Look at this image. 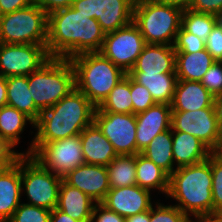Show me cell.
I'll use <instances>...</instances> for the list:
<instances>
[{
    "label": "cell",
    "instance_id": "obj_1",
    "mask_svg": "<svg viewBox=\"0 0 222 222\" xmlns=\"http://www.w3.org/2000/svg\"><path fill=\"white\" fill-rule=\"evenodd\" d=\"M105 32L97 19L72 7L48 14L47 51L51 57L71 59L88 52H99Z\"/></svg>",
    "mask_w": 222,
    "mask_h": 222
},
{
    "label": "cell",
    "instance_id": "obj_2",
    "mask_svg": "<svg viewBox=\"0 0 222 222\" xmlns=\"http://www.w3.org/2000/svg\"><path fill=\"white\" fill-rule=\"evenodd\" d=\"M96 106L77 88L58 103L41 112L35 134L24 155H31L33 144H46L80 134L94 122Z\"/></svg>",
    "mask_w": 222,
    "mask_h": 222
},
{
    "label": "cell",
    "instance_id": "obj_3",
    "mask_svg": "<svg viewBox=\"0 0 222 222\" xmlns=\"http://www.w3.org/2000/svg\"><path fill=\"white\" fill-rule=\"evenodd\" d=\"M211 155L207 160L177 168L169 178L166 198L190 218L213 214ZM178 202V203H177Z\"/></svg>",
    "mask_w": 222,
    "mask_h": 222
},
{
    "label": "cell",
    "instance_id": "obj_4",
    "mask_svg": "<svg viewBox=\"0 0 222 222\" xmlns=\"http://www.w3.org/2000/svg\"><path fill=\"white\" fill-rule=\"evenodd\" d=\"M76 88L96 107L108 96L126 73L100 52H88L70 59Z\"/></svg>",
    "mask_w": 222,
    "mask_h": 222
},
{
    "label": "cell",
    "instance_id": "obj_5",
    "mask_svg": "<svg viewBox=\"0 0 222 222\" xmlns=\"http://www.w3.org/2000/svg\"><path fill=\"white\" fill-rule=\"evenodd\" d=\"M183 9L158 0H135L133 23L146 44L172 45L181 28Z\"/></svg>",
    "mask_w": 222,
    "mask_h": 222
},
{
    "label": "cell",
    "instance_id": "obj_6",
    "mask_svg": "<svg viewBox=\"0 0 222 222\" xmlns=\"http://www.w3.org/2000/svg\"><path fill=\"white\" fill-rule=\"evenodd\" d=\"M35 106L42 112L76 88L75 71L69 59L51 57L28 76Z\"/></svg>",
    "mask_w": 222,
    "mask_h": 222
},
{
    "label": "cell",
    "instance_id": "obj_7",
    "mask_svg": "<svg viewBox=\"0 0 222 222\" xmlns=\"http://www.w3.org/2000/svg\"><path fill=\"white\" fill-rule=\"evenodd\" d=\"M48 14L36 3L0 16V43L47 44Z\"/></svg>",
    "mask_w": 222,
    "mask_h": 222
},
{
    "label": "cell",
    "instance_id": "obj_8",
    "mask_svg": "<svg viewBox=\"0 0 222 222\" xmlns=\"http://www.w3.org/2000/svg\"><path fill=\"white\" fill-rule=\"evenodd\" d=\"M62 180L31 155H21V191L27 196V204L50 211L57 208Z\"/></svg>",
    "mask_w": 222,
    "mask_h": 222
},
{
    "label": "cell",
    "instance_id": "obj_9",
    "mask_svg": "<svg viewBox=\"0 0 222 222\" xmlns=\"http://www.w3.org/2000/svg\"><path fill=\"white\" fill-rule=\"evenodd\" d=\"M31 156L61 178L85 164L80 134L46 144H33Z\"/></svg>",
    "mask_w": 222,
    "mask_h": 222
},
{
    "label": "cell",
    "instance_id": "obj_10",
    "mask_svg": "<svg viewBox=\"0 0 222 222\" xmlns=\"http://www.w3.org/2000/svg\"><path fill=\"white\" fill-rule=\"evenodd\" d=\"M145 45L138 27L131 22L123 28L106 33L99 52L128 74Z\"/></svg>",
    "mask_w": 222,
    "mask_h": 222
},
{
    "label": "cell",
    "instance_id": "obj_11",
    "mask_svg": "<svg viewBox=\"0 0 222 222\" xmlns=\"http://www.w3.org/2000/svg\"><path fill=\"white\" fill-rule=\"evenodd\" d=\"M50 58L46 44L0 43V75L29 76Z\"/></svg>",
    "mask_w": 222,
    "mask_h": 222
},
{
    "label": "cell",
    "instance_id": "obj_12",
    "mask_svg": "<svg viewBox=\"0 0 222 222\" xmlns=\"http://www.w3.org/2000/svg\"><path fill=\"white\" fill-rule=\"evenodd\" d=\"M134 4L135 0H74L71 7L97 19L106 34L133 22Z\"/></svg>",
    "mask_w": 222,
    "mask_h": 222
},
{
    "label": "cell",
    "instance_id": "obj_13",
    "mask_svg": "<svg viewBox=\"0 0 222 222\" xmlns=\"http://www.w3.org/2000/svg\"><path fill=\"white\" fill-rule=\"evenodd\" d=\"M94 123L113 145L117 155L137 154L135 114L95 112Z\"/></svg>",
    "mask_w": 222,
    "mask_h": 222
},
{
    "label": "cell",
    "instance_id": "obj_14",
    "mask_svg": "<svg viewBox=\"0 0 222 222\" xmlns=\"http://www.w3.org/2000/svg\"><path fill=\"white\" fill-rule=\"evenodd\" d=\"M171 129L195 136L212 152L217 148L221 137L214 108L172 111Z\"/></svg>",
    "mask_w": 222,
    "mask_h": 222
},
{
    "label": "cell",
    "instance_id": "obj_15",
    "mask_svg": "<svg viewBox=\"0 0 222 222\" xmlns=\"http://www.w3.org/2000/svg\"><path fill=\"white\" fill-rule=\"evenodd\" d=\"M151 194L150 190L141 188L137 184L121 188H110L101 204L127 218L150 210L153 206Z\"/></svg>",
    "mask_w": 222,
    "mask_h": 222
},
{
    "label": "cell",
    "instance_id": "obj_16",
    "mask_svg": "<svg viewBox=\"0 0 222 222\" xmlns=\"http://www.w3.org/2000/svg\"><path fill=\"white\" fill-rule=\"evenodd\" d=\"M63 180L96 203H101L110 190L108 171L104 165H80L64 176Z\"/></svg>",
    "mask_w": 222,
    "mask_h": 222
},
{
    "label": "cell",
    "instance_id": "obj_17",
    "mask_svg": "<svg viewBox=\"0 0 222 222\" xmlns=\"http://www.w3.org/2000/svg\"><path fill=\"white\" fill-rule=\"evenodd\" d=\"M136 116L137 154L141 153L158 134L171 128L172 109L168 104L149 107Z\"/></svg>",
    "mask_w": 222,
    "mask_h": 222
},
{
    "label": "cell",
    "instance_id": "obj_18",
    "mask_svg": "<svg viewBox=\"0 0 222 222\" xmlns=\"http://www.w3.org/2000/svg\"><path fill=\"white\" fill-rule=\"evenodd\" d=\"M21 155L0 173V222H7L21 204Z\"/></svg>",
    "mask_w": 222,
    "mask_h": 222
},
{
    "label": "cell",
    "instance_id": "obj_19",
    "mask_svg": "<svg viewBox=\"0 0 222 222\" xmlns=\"http://www.w3.org/2000/svg\"><path fill=\"white\" fill-rule=\"evenodd\" d=\"M175 54L172 45L146 44L130 72L175 73Z\"/></svg>",
    "mask_w": 222,
    "mask_h": 222
},
{
    "label": "cell",
    "instance_id": "obj_20",
    "mask_svg": "<svg viewBox=\"0 0 222 222\" xmlns=\"http://www.w3.org/2000/svg\"><path fill=\"white\" fill-rule=\"evenodd\" d=\"M213 96L207 88L197 81L177 79L172 102V111H195L201 108H214Z\"/></svg>",
    "mask_w": 222,
    "mask_h": 222
},
{
    "label": "cell",
    "instance_id": "obj_21",
    "mask_svg": "<svg viewBox=\"0 0 222 222\" xmlns=\"http://www.w3.org/2000/svg\"><path fill=\"white\" fill-rule=\"evenodd\" d=\"M172 153L176 170L207 160L212 151L195 136L182 131H172Z\"/></svg>",
    "mask_w": 222,
    "mask_h": 222
},
{
    "label": "cell",
    "instance_id": "obj_22",
    "mask_svg": "<svg viewBox=\"0 0 222 222\" xmlns=\"http://www.w3.org/2000/svg\"><path fill=\"white\" fill-rule=\"evenodd\" d=\"M80 135L85 164L107 166L117 156L113 145L94 122Z\"/></svg>",
    "mask_w": 222,
    "mask_h": 222
},
{
    "label": "cell",
    "instance_id": "obj_23",
    "mask_svg": "<svg viewBox=\"0 0 222 222\" xmlns=\"http://www.w3.org/2000/svg\"><path fill=\"white\" fill-rule=\"evenodd\" d=\"M96 202L81 190L62 180L57 209L81 222H91Z\"/></svg>",
    "mask_w": 222,
    "mask_h": 222
},
{
    "label": "cell",
    "instance_id": "obj_24",
    "mask_svg": "<svg viewBox=\"0 0 222 222\" xmlns=\"http://www.w3.org/2000/svg\"><path fill=\"white\" fill-rule=\"evenodd\" d=\"M7 105L16 108L28 116L33 123L40 117L41 111L35 106L28 85V76L6 77Z\"/></svg>",
    "mask_w": 222,
    "mask_h": 222
},
{
    "label": "cell",
    "instance_id": "obj_25",
    "mask_svg": "<svg viewBox=\"0 0 222 222\" xmlns=\"http://www.w3.org/2000/svg\"><path fill=\"white\" fill-rule=\"evenodd\" d=\"M214 62L206 49L193 53H176L175 74L179 80L200 82Z\"/></svg>",
    "mask_w": 222,
    "mask_h": 222
},
{
    "label": "cell",
    "instance_id": "obj_26",
    "mask_svg": "<svg viewBox=\"0 0 222 222\" xmlns=\"http://www.w3.org/2000/svg\"><path fill=\"white\" fill-rule=\"evenodd\" d=\"M128 75L150 91L155 103L171 104L177 83L175 73L144 74L143 72H129Z\"/></svg>",
    "mask_w": 222,
    "mask_h": 222
},
{
    "label": "cell",
    "instance_id": "obj_27",
    "mask_svg": "<svg viewBox=\"0 0 222 222\" xmlns=\"http://www.w3.org/2000/svg\"><path fill=\"white\" fill-rule=\"evenodd\" d=\"M170 176L141 153L136 154V182L141 188L158 190L165 195L169 190Z\"/></svg>",
    "mask_w": 222,
    "mask_h": 222
},
{
    "label": "cell",
    "instance_id": "obj_28",
    "mask_svg": "<svg viewBox=\"0 0 222 222\" xmlns=\"http://www.w3.org/2000/svg\"><path fill=\"white\" fill-rule=\"evenodd\" d=\"M28 124L35 128V123L16 108L8 105L0 108V134L14 149Z\"/></svg>",
    "mask_w": 222,
    "mask_h": 222
},
{
    "label": "cell",
    "instance_id": "obj_29",
    "mask_svg": "<svg viewBox=\"0 0 222 222\" xmlns=\"http://www.w3.org/2000/svg\"><path fill=\"white\" fill-rule=\"evenodd\" d=\"M141 154L170 176L175 170L172 153V129L170 128L153 138Z\"/></svg>",
    "mask_w": 222,
    "mask_h": 222
},
{
    "label": "cell",
    "instance_id": "obj_30",
    "mask_svg": "<svg viewBox=\"0 0 222 222\" xmlns=\"http://www.w3.org/2000/svg\"><path fill=\"white\" fill-rule=\"evenodd\" d=\"M110 188L136 185V154L117 155L107 166Z\"/></svg>",
    "mask_w": 222,
    "mask_h": 222
},
{
    "label": "cell",
    "instance_id": "obj_31",
    "mask_svg": "<svg viewBox=\"0 0 222 222\" xmlns=\"http://www.w3.org/2000/svg\"><path fill=\"white\" fill-rule=\"evenodd\" d=\"M95 112L133 113L131 77L126 74L110 91Z\"/></svg>",
    "mask_w": 222,
    "mask_h": 222
},
{
    "label": "cell",
    "instance_id": "obj_32",
    "mask_svg": "<svg viewBox=\"0 0 222 222\" xmlns=\"http://www.w3.org/2000/svg\"><path fill=\"white\" fill-rule=\"evenodd\" d=\"M218 23V16L209 13H198L190 9L183 10L181 26L189 33L197 35L206 41L214 26Z\"/></svg>",
    "mask_w": 222,
    "mask_h": 222
},
{
    "label": "cell",
    "instance_id": "obj_33",
    "mask_svg": "<svg viewBox=\"0 0 222 222\" xmlns=\"http://www.w3.org/2000/svg\"><path fill=\"white\" fill-rule=\"evenodd\" d=\"M150 222H193V220L174 204L164 205L158 200L150 208Z\"/></svg>",
    "mask_w": 222,
    "mask_h": 222
},
{
    "label": "cell",
    "instance_id": "obj_34",
    "mask_svg": "<svg viewBox=\"0 0 222 222\" xmlns=\"http://www.w3.org/2000/svg\"><path fill=\"white\" fill-rule=\"evenodd\" d=\"M50 210L21 202L7 222H50Z\"/></svg>",
    "mask_w": 222,
    "mask_h": 222
},
{
    "label": "cell",
    "instance_id": "obj_35",
    "mask_svg": "<svg viewBox=\"0 0 222 222\" xmlns=\"http://www.w3.org/2000/svg\"><path fill=\"white\" fill-rule=\"evenodd\" d=\"M213 214L222 213V160L211 154Z\"/></svg>",
    "mask_w": 222,
    "mask_h": 222
},
{
    "label": "cell",
    "instance_id": "obj_36",
    "mask_svg": "<svg viewBox=\"0 0 222 222\" xmlns=\"http://www.w3.org/2000/svg\"><path fill=\"white\" fill-rule=\"evenodd\" d=\"M173 47L176 53H193L205 49V41L197 35L187 32L181 26L176 34Z\"/></svg>",
    "mask_w": 222,
    "mask_h": 222
},
{
    "label": "cell",
    "instance_id": "obj_37",
    "mask_svg": "<svg viewBox=\"0 0 222 222\" xmlns=\"http://www.w3.org/2000/svg\"><path fill=\"white\" fill-rule=\"evenodd\" d=\"M131 99L133 103V114L146 111L149 107L156 104L151 96L150 91L143 85L135 82L132 78Z\"/></svg>",
    "mask_w": 222,
    "mask_h": 222
},
{
    "label": "cell",
    "instance_id": "obj_38",
    "mask_svg": "<svg viewBox=\"0 0 222 222\" xmlns=\"http://www.w3.org/2000/svg\"><path fill=\"white\" fill-rule=\"evenodd\" d=\"M200 82L213 96H222V62L215 61Z\"/></svg>",
    "mask_w": 222,
    "mask_h": 222
},
{
    "label": "cell",
    "instance_id": "obj_39",
    "mask_svg": "<svg viewBox=\"0 0 222 222\" xmlns=\"http://www.w3.org/2000/svg\"><path fill=\"white\" fill-rule=\"evenodd\" d=\"M205 49L213 59L222 62V27L217 23L205 41Z\"/></svg>",
    "mask_w": 222,
    "mask_h": 222
},
{
    "label": "cell",
    "instance_id": "obj_40",
    "mask_svg": "<svg viewBox=\"0 0 222 222\" xmlns=\"http://www.w3.org/2000/svg\"><path fill=\"white\" fill-rule=\"evenodd\" d=\"M91 222H125V218L107 209L101 203H96L92 212Z\"/></svg>",
    "mask_w": 222,
    "mask_h": 222
},
{
    "label": "cell",
    "instance_id": "obj_41",
    "mask_svg": "<svg viewBox=\"0 0 222 222\" xmlns=\"http://www.w3.org/2000/svg\"><path fill=\"white\" fill-rule=\"evenodd\" d=\"M189 9L198 13L218 15L222 10V0H194Z\"/></svg>",
    "mask_w": 222,
    "mask_h": 222
},
{
    "label": "cell",
    "instance_id": "obj_42",
    "mask_svg": "<svg viewBox=\"0 0 222 222\" xmlns=\"http://www.w3.org/2000/svg\"><path fill=\"white\" fill-rule=\"evenodd\" d=\"M35 3V0H0V16L26 8Z\"/></svg>",
    "mask_w": 222,
    "mask_h": 222
},
{
    "label": "cell",
    "instance_id": "obj_43",
    "mask_svg": "<svg viewBox=\"0 0 222 222\" xmlns=\"http://www.w3.org/2000/svg\"><path fill=\"white\" fill-rule=\"evenodd\" d=\"M73 1L74 0H35V3L47 14H50L53 11L71 7Z\"/></svg>",
    "mask_w": 222,
    "mask_h": 222
},
{
    "label": "cell",
    "instance_id": "obj_44",
    "mask_svg": "<svg viewBox=\"0 0 222 222\" xmlns=\"http://www.w3.org/2000/svg\"><path fill=\"white\" fill-rule=\"evenodd\" d=\"M20 155H24V151H15L0 134V160H17Z\"/></svg>",
    "mask_w": 222,
    "mask_h": 222
},
{
    "label": "cell",
    "instance_id": "obj_45",
    "mask_svg": "<svg viewBox=\"0 0 222 222\" xmlns=\"http://www.w3.org/2000/svg\"><path fill=\"white\" fill-rule=\"evenodd\" d=\"M50 222H81V221L73 219L69 215L58 210L57 208H54L51 212Z\"/></svg>",
    "mask_w": 222,
    "mask_h": 222
},
{
    "label": "cell",
    "instance_id": "obj_46",
    "mask_svg": "<svg viewBox=\"0 0 222 222\" xmlns=\"http://www.w3.org/2000/svg\"><path fill=\"white\" fill-rule=\"evenodd\" d=\"M213 106L217 118V123L222 134V96L215 97Z\"/></svg>",
    "mask_w": 222,
    "mask_h": 222
},
{
    "label": "cell",
    "instance_id": "obj_47",
    "mask_svg": "<svg viewBox=\"0 0 222 222\" xmlns=\"http://www.w3.org/2000/svg\"><path fill=\"white\" fill-rule=\"evenodd\" d=\"M125 222H150V210L127 217Z\"/></svg>",
    "mask_w": 222,
    "mask_h": 222
},
{
    "label": "cell",
    "instance_id": "obj_48",
    "mask_svg": "<svg viewBox=\"0 0 222 222\" xmlns=\"http://www.w3.org/2000/svg\"><path fill=\"white\" fill-rule=\"evenodd\" d=\"M193 222H222V213L202 215L195 218Z\"/></svg>",
    "mask_w": 222,
    "mask_h": 222
},
{
    "label": "cell",
    "instance_id": "obj_49",
    "mask_svg": "<svg viewBox=\"0 0 222 222\" xmlns=\"http://www.w3.org/2000/svg\"><path fill=\"white\" fill-rule=\"evenodd\" d=\"M7 105L6 77L0 75V108Z\"/></svg>",
    "mask_w": 222,
    "mask_h": 222
},
{
    "label": "cell",
    "instance_id": "obj_50",
    "mask_svg": "<svg viewBox=\"0 0 222 222\" xmlns=\"http://www.w3.org/2000/svg\"><path fill=\"white\" fill-rule=\"evenodd\" d=\"M158 1L163 3H168L185 10L190 8L194 0H158Z\"/></svg>",
    "mask_w": 222,
    "mask_h": 222
},
{
    "label": "cell",
    "instance_id": "obj_51",
    "mask_svg": "<svg viewBox=\"0 0 222 222\" xmlns=\"http://www.w3.org/2000/svg\"><path fill=\"white\" fill-rule=\"evenodd\" d=\"M212 153L215 156H217L220 160H222V134H221L220 141L217 148Z\"/></svg>",
    "mask_w": 222,
    "mask_h": 222
},
{
    "label": "cell",
    "instance_id": "obj_52",
    "mask_svg": "<svg viewBox=\"0 0 222 222\" xmlns=\"http://www.w3.org/2000/svg\"><path fill=\"white\" fill-rule=\"evenodd\" d=\"M16 160H0V173L7 167L12 165Z\"/></svg>",
    "mask_w": 222,
    "mask_h": 222
},
{
    "label": "cell",
    "instance_id": "obj_53",
    "mask_svg": "<svg viewBox=\"0 0 222 222\" xmlns=\"http://www.w3.org/2000/svg\"><path fill=\"white\" fill-rule=\"evenodd\" d=\"M218 16V23L221 25L222 27V10L220 11V13L217 15Z\"/></svg>",
    "mask_w": 222,
    "mask_h": 222
}]
</instances>
